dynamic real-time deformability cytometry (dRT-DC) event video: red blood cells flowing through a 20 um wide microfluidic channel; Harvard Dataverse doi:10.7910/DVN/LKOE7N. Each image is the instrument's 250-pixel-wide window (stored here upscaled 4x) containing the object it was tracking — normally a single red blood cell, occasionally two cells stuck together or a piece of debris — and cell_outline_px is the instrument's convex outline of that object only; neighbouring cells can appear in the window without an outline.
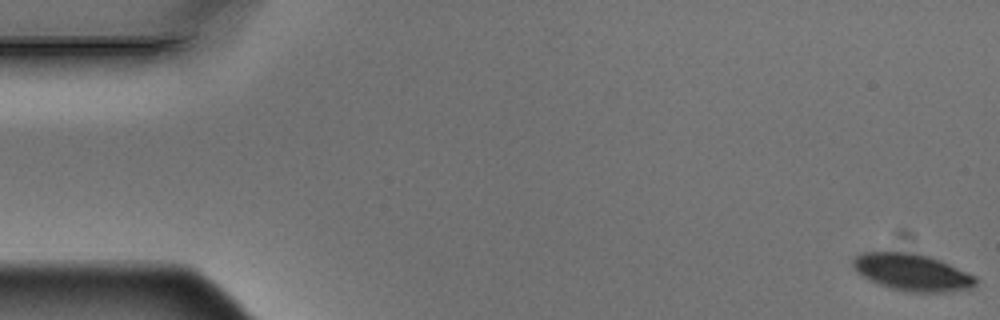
{"species": "Egyptian fruit bat (a non-hibernating species)", "species_latin": "Rousettus aegyptiacus", "temperature_condition": "warm", "stored_images_in_passage": 4, "camera_frame_rate_fps": 3000, "um_per_image_px": 0.085, "animal": {"sex": "male"}, "frame": {"image": 1, "passage_image": 1, "time_ms": 0.0, "image_size_px": [1000, 320], "cell_outline_px": [[976, 284], [972, 288], [944, 292], [908, 292], [892, 288], [880, 284], [856, 272], [852, 264], [852, 260], [856, 256], [864, 252], [904, 252], [928, 256], [940, 260], [976, 276]], "centroid_in_image_um": [77.54, 23.15], "position_along_channel_um": 7.5, "area_um2": 26.07}}
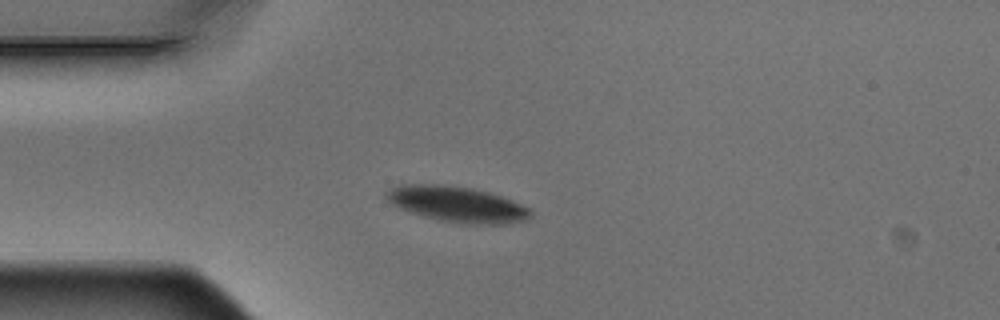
{"frame": {"image": 2, "passage_image": 4, "time_ms": 1.0, "image_size_px": [1000, 320], "cell_outline_px": [[532, 216], [528, 220], [508, 224], [464, 224], [440, 220], [408, 212], [392, 204], [384, 196], [384, 192], [396, 184], [440, 184], [472, 188], [488, 192], [512, 200], [528, 208], [532, 212]], "centroid_in_image_um": [38.83, 17.36], "position_along_channel_um": 46.2, "area_um2": 30.23}}